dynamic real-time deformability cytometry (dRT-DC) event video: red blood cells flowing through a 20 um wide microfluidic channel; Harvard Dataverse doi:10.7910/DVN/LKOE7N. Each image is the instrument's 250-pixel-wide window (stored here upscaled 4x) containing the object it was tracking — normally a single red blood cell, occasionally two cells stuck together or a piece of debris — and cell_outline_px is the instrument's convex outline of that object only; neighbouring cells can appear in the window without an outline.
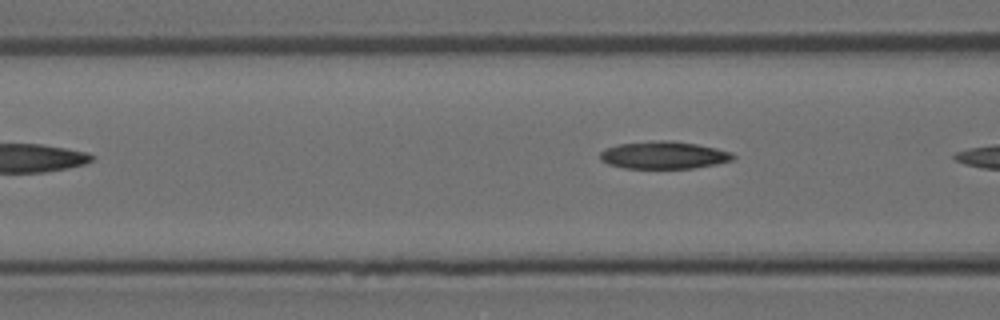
{"species": "Egyptian fruit bat (a non-hibernating species)", "species_latin": "Rousettus aegyptiacus", "temperature_condition": "room temperature", "stored_images_in_passage": 5, "camera_frame_rate_fps": 3000, "um_per_image_px": 0.085, "animal": {"sex": "female"}, "frame": {"image": 1, "passage_image": 5, "time_ms": 1.333, "image_size_px": [1000, 320], "cell_outline_px": [[736, 156], [732, 160], [716, 164], [692, 168], [624, 168], [608, 164], [600, 160], [600, 152], [608, 148], [620, 144], [652, 140], [668, 140], [696, 144], [716, 148], [732, 152]], "centroid_in_image_um": [56.43, 13.18], "position_along_channel_um": 110.2, "area_um2": 21.21}}